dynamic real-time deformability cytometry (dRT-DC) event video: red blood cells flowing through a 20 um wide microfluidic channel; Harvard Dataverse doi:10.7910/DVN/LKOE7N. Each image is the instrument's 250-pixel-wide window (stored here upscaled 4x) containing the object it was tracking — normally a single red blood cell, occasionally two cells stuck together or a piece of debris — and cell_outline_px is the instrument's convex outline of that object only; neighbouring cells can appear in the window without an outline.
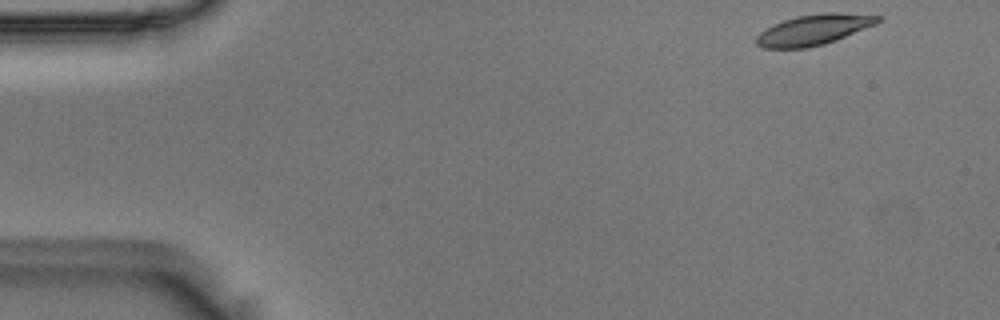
{"species": "Egyptian fruit bat (a non-hibernating species)", "species_latin": "Rousettus aegyptiacus", "temperature_condition": "room temperature", "stored_images_in_passage": 52, "camera_frame_rate_fps": 3000, "um_per_image_px": 0.085, "animal": {"sex": "male"}, "frame": {"image": 1, "passage_image": 1, "time_ms": 0.0, "image_size_px": [1000, 320], "cell_outline_px": [[880, 20], [876, 24], [836, 40], [824, 44], [808, 48], [764, 48], [756, 44], [756, 36], [760, 32], [772, 24], [796, 16], [832, 12], [836, 12], [880, 16]], "centroid_in_image_um": [69.13, 2.53], "position_along_channel_um": 15.9, "area_um2": 21.44}}
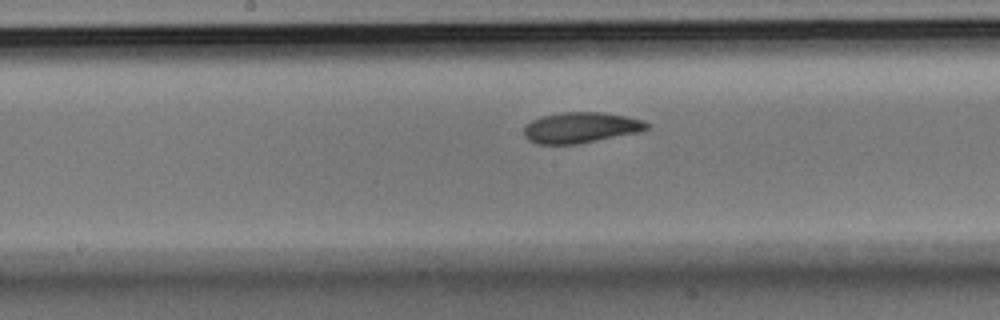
{"frame": {"image": 2, "passage_image": 25, "time_ms": 8.0, "image_size_px": [1000, 320], "cell_outline_px": [[648, 128], [640, 132], [576, 144], [536, 144], [528, 140], [524, 136], [524, 128], [532, 120], [540, 116], [560, 112], [600, 112], [624, 116], [644, 120], [648, 124]], "centroid_in_image_um": [49.34, 10.84], "position_along_channel_um": 198.9, "area_um2": 21.96}}
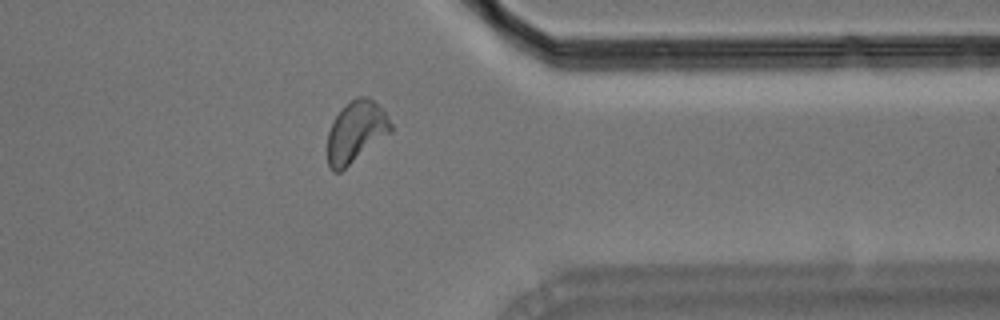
{"frame": {"image": 3, "passage_image": 41, "time_ms": 13.333, "image_size_px": [1000, 320], "cell_outline_px": [[392, 128], [388, 132], [340, 172], [332, 172], [328, 168], [328, 132], [336, 116], [356, 96], [368, 96], [384, 108], [392, 124]], "centroid_in_image_um": [30.24, 11.18], "position_along_channel_um": 381.2, "area_um2": 22.02}, "authors_computed_cell_mechanics": {"area_um2": 22.0218, "velocity_mm_per_s": 3.5859, "shape_relaxation_time_tau1_ms": 3.004, "shape_relaxation_time_tau2_ms": 2.4666, "deformation_change_tau1": 0.1435, "deformation_change_tau2": 0.0764}}